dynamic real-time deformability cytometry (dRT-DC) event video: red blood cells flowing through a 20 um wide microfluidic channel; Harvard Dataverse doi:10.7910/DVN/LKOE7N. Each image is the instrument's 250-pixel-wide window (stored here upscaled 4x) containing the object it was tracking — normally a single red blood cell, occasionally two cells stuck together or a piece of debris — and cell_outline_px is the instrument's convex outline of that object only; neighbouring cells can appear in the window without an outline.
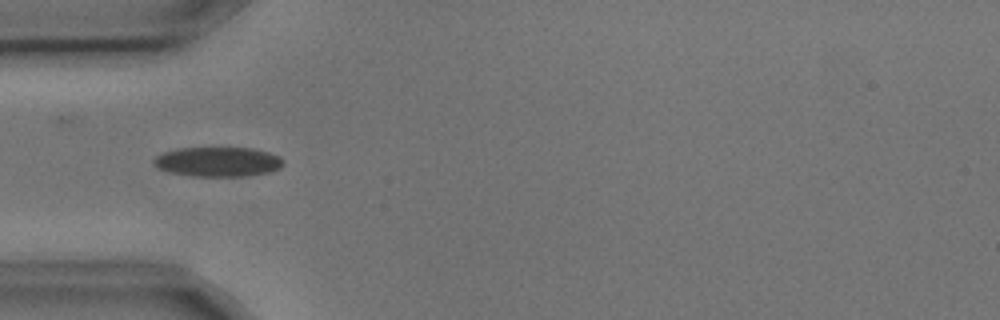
{"species": "common noctule bat (a hibernating species)", "species_latin": "Nyctalus noctula", "temperature_condition": "cold", "stored_images_in_passage": 9, "camera_frame_rate_fps": 3000, "um_per_image_px": 0.085, "animal": {"sex": "male", "body_mass_g": 17.9, "forearm_length_mm": 54.2}, "frame": {"image": 1, "passage_image": 1, "time_ms": 0.0, "image_size_px": [1000, 320], "cell_outline_px": [[284, 164], [280, 168], [268, 172], [244, 176], [196, 176], [168, 172], [160, 168], [152, 160], [156, 156], [164, 152], [180, 148], [252, 148], [268, 152], [280, 156], [284, 160]], "centroid_in_image_um": [18.56, 13.75], "position_along_channel_um": 66.4, "area_um2": 22.2}}
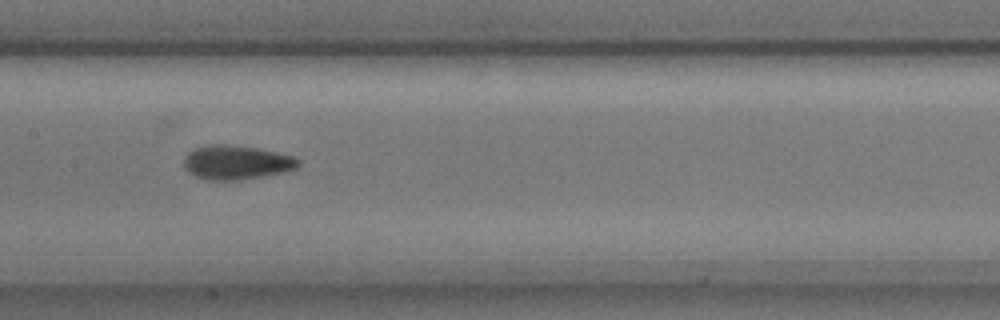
{"frame": {"image": 2, "passage_image": 4, "time_ms": 1.0, "image_size_px": [1000, 320], "cell_outline_px": [[300, 164], [296, 168], [288, 172], [240, 180], [204, 180], [188, 172], [184, 168], [184, 160], [188, 152], [196, 148], [212, 144], [228, 144], [256, 148], [276, 152], [292, 156], [300, 160]], "centroid_in_image_um": [20.11, 13.82], "position_along_channel_um": 187.3, "area_um2": 22.89}}
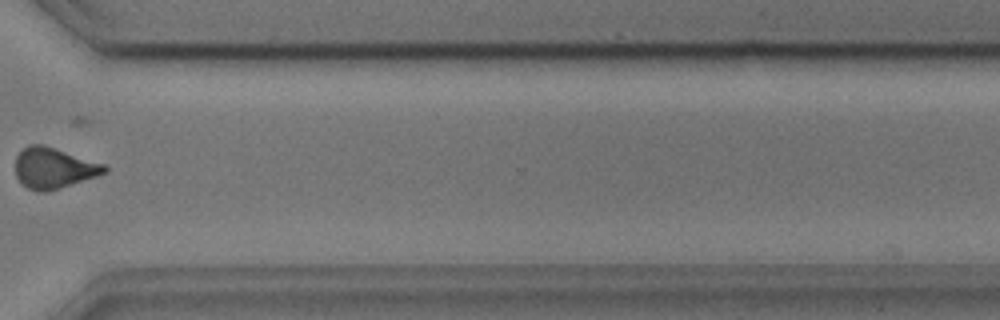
{"frame": {"image": 3, "passage_image": 8, "time_ms": 2.333, "image_size_px": [1000, 320], "cell_outline_px": [[108, 172], [60, 188], [44, 192], [36, 192], [20, 184], [16, 176], [16, 156], [28, 144], [44, 144], [104, 164], [108, 168]], "centroid_in_image_um": [4.54, 14.29], "position_along_channel_um": 366.1, "area_um2": 21.21}}